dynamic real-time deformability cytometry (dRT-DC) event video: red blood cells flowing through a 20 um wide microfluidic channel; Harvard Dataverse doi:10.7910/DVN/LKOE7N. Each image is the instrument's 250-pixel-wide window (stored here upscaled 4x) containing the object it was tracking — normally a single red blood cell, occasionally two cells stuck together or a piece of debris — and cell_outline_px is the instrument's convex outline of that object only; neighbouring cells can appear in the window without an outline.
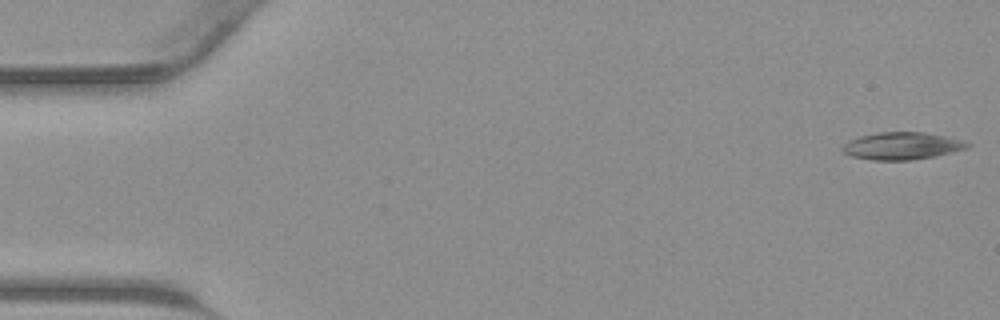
{"species": "common noctule bat (a hibernating species)", "species_latin": "Nyctalus noctula", "temperature_condition": "warm", "stored_images_in_passage": 43, "camera_frame_rate_fps": 3000, "um_per_image_px": 0.085, "animal": {"sex": "male", "body_mass_g": 23.1, "forearm_length_mm": 52.7}, "frame": {"image": 1, "passage_image": 1, "time_ms": 0.0, "image_size_px": [1000, 320], "cell_outline_px": [[972, 144], [968, 148], [952, 152], [912, 160], [872, 160], [852, 156], [844, 152], [840, 148], [848, 140], [860, 136], [876, 132], [924, 132], [964, 140]], "centroid_in_image_um": [76.66, 12.39], "position_along_channel_um": 8.3, "area_um2": 19.88}}
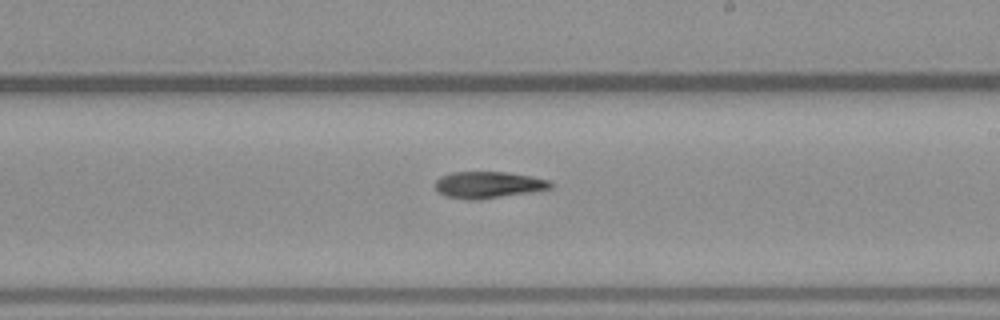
{"frame": {"image": 2, "passage_image": 25, "time_ms": 8.0, "image_size_px": [1000, 320], "cell_outline_px": [[552, 188], [528, 192], [476, 200], [468, 200], [444, 196], [436, 192], [436, 180], [440, 176], [452, 172], [504, 172], [528, 176], [548, 180], [552, 184]], "centroid_in_image_um": [41.42, 15.71], "position_along_channel_um": 247.6, "area_um2": 17.69}}
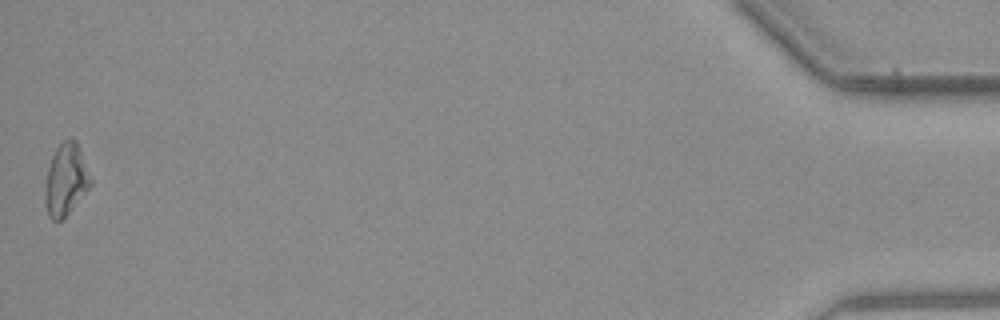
{"frame": {"image": 3, "passage_image": 43, "time_ms": 14.0, "image_size_px": [1000, 320], "cell_outline_px": [[92, 184], [64, 220], [52, 220], [48, 216], [44, 200], [44, 192], [48, 168], [52, 156], [56, 148], [64, 140], [72, 136], [76, 140], [80, 148], [92, 180]], "centroid_in_image_um": [5.6, 15.29], "position_along_channel_um": 429.6, "area_um2": 19.31}}